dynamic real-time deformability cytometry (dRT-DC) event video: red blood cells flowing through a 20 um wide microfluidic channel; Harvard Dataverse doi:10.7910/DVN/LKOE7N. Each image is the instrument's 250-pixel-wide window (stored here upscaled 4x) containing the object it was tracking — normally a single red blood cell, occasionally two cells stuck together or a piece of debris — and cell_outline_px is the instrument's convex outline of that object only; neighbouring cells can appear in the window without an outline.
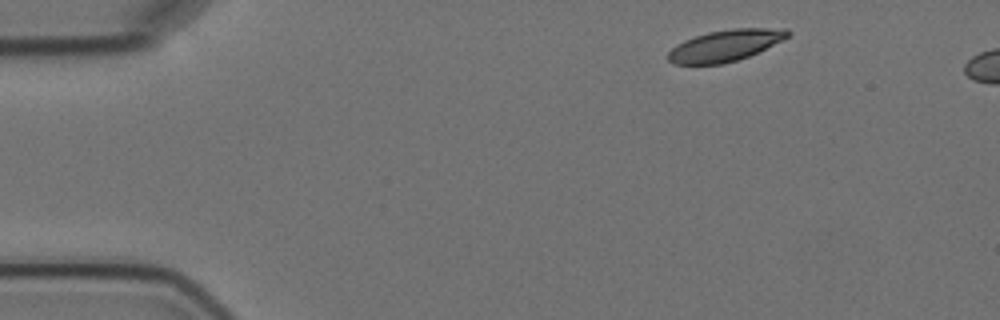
{"species": "Egyptian fruit bat (a non-hibernating species)", "species_latin": "Rousettus aegyptiacus", "temperature_condition": "cold", "stored_images_in_passage": 2, "camera_frame_rate_fps": 3000, "um_per_image_px": 0.085, "animal": {"sex": "female"}, "frame": {"image": 1, "passage_image": 1, "time_ms": 0.0, "image_size_px": [1000, 320], "cell_outline_px": [[792, 32], [788, 36], [748, 56], [724, 64], [676, 64], [668, 60], [668, 52], [676, 44], [684, 40], [708, 32], [732, 28], [788, 28]], "centroid_in_image_um": [61.62, 3.86], "position_along_channel_um": 23.4, "area_um2": 21.62}}